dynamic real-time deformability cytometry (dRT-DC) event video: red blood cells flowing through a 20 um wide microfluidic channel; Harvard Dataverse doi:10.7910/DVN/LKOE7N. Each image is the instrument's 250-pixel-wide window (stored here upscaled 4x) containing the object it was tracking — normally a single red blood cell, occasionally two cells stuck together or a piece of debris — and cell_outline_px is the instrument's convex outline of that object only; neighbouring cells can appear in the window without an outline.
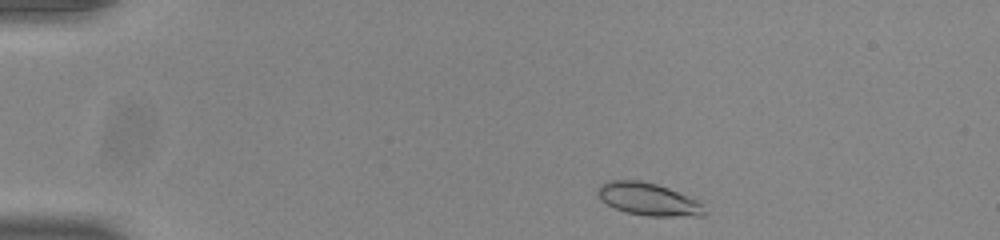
{"species": "common noctule bat (a hibernating species)", "species_latin": "Nyctalus noctula", "temperature_condition": "room temperature", "stored_images_in_passage": 46, "camera_frame_rate_fps": 3000, "um_per_image_px": 0.085, "animal": {"sex": "male", "body_mass_g": 20.0, "forearm_length_mm": 53.3}, "frame": {"image": 1, "passage_image": 2, "time_ms": 0.333, "image_size_px": [1000, 240], "cell_outline_px": [[704, 216], [648, 216], [624, 212], [600, 200], [596, 192], [596, 188], [600, 184], [608, 180], [640, 180], [656, 184], [668, 188], [696, 200], [700, 204], [704, 212]], "centroid_in_image_um": [55.02, 16.92], "position_along_channel_um": 30.0, "area_um2": 20.11}}
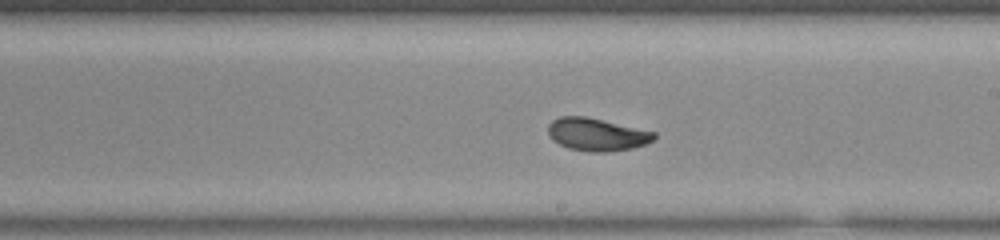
{"frame": {"image": 2, "passage_image": 24, "time_ms": 7.667, "image_size_px": [1000, 240], "cell_outline_px": [[656, 136], [652, 140], [644, 144], [632, 148], [608, 152], [588, 152], [568, 148], [552, 140], [548, 136], [548, 124], [552, 120], [560, 116], [584, 116], [656, 132]], "centroid_in_image_um": [50.68, 11.43], "position_along_channel_um": 238.3, "area_um2": 20.17}}
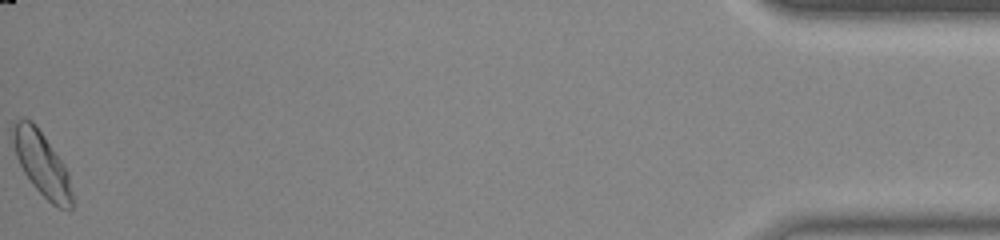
{"frame": {"image": 3, "passage_image": 46, "time_ms": 15.0, "image_size_px": [1000, 240], "cell_outline_px": [[72, 208], [60, 208], [52, 204], [32, 184], [24, 172], [16, 156], [12, 140], [12, 128], [16, 120], [24, 116], [32, 120], [36, 124], [64, 164], [68, 172], [72, 192]], "centroid_in_image_um": [3.54, 13.87], "position_along_channel_um": 431.7, "area_um2": 22.02}, "authors_computed_cell_mechanics": {"area_um2": 20.4323, "velocity_mm_per_s": 3.8697, "shape_relaxation_time_tau1_ms": 2.5987, "shape_relaxation_time_tau2_ms": null, "deformation_change_tau1": 0.1204, "deformation_change_tau2": null}}